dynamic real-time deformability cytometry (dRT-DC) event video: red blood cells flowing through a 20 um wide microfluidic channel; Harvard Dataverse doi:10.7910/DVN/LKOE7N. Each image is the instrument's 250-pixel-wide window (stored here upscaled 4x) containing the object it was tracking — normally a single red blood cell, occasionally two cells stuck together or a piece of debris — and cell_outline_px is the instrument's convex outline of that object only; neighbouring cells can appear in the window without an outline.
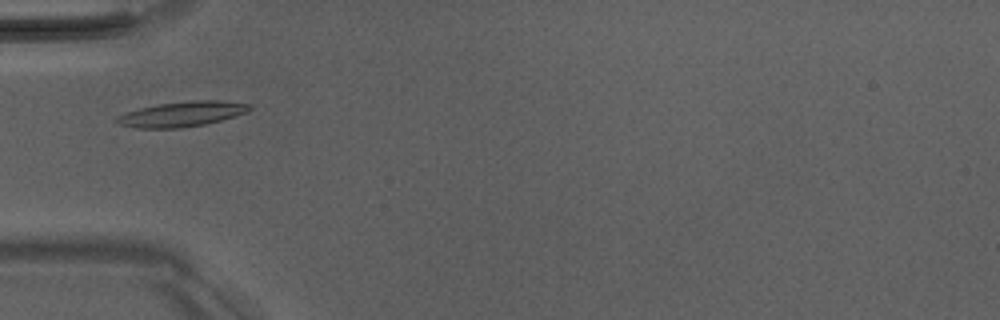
{"species": "Egyptian fruit bat (a non-hibernating species)", "species_latin": "Rousettus aegyptiacus", "temperature_condition": "room temperature", "stored_images_in_passage": 3, "camera_frame_rate_fps": 3000, "um_per_image_px": 0.085, "animal": {"sex": "male"}, "frame": {"image": 1, "passage_image": 1, "time_ms": 0.0, "image_size_px": [1000, 320], "cell_outline_px": [[252, 108], [248, 112], [236, 116], [204, 124], [180, 128], [136, 128], [120, 124], [112, 120], [116, 116], [124, 112], [140, 108], [160, 104], [192, 100], [224, 100], [252, 104]], "centroid_in_image_um": [15.47, 9.69], "position_along_channel_um": 69.5, "area_um2": 19.59}}